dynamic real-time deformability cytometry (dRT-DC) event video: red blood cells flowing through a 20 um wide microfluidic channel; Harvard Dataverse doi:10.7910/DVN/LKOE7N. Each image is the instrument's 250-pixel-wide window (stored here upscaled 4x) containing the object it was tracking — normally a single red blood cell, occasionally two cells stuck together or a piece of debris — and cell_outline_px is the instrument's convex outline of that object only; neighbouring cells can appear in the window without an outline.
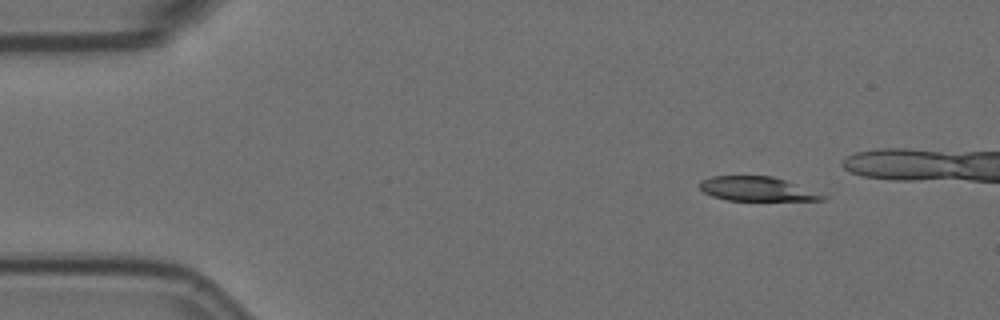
{"species": "Egyptian fruit bat (a non-hibernating species)", "species_latin": "Rousettus aegyptiacus", "temperature_condition": "room temperature", "stored_images_in_passage": 5, "camera_frame_rate_fps": 3000, "um_per_image_px": 0.085, "animal": {"sex": "female"}, "frame": {"image": 1, "passage_image": 1, "time_ms": 0.0, "image_size_px": [1000, 320], "cell_outline_px": [[828, 196], [824, 200], [728, 200], [712, 196], [704, 192], [700, 188], [700, 180], [712, 176], [772, 176], [784, 180]], "centroid_in_image_um": [64.31, 16.05], "position_along_channel_um": 20.7, "area_um2": 17.11}}